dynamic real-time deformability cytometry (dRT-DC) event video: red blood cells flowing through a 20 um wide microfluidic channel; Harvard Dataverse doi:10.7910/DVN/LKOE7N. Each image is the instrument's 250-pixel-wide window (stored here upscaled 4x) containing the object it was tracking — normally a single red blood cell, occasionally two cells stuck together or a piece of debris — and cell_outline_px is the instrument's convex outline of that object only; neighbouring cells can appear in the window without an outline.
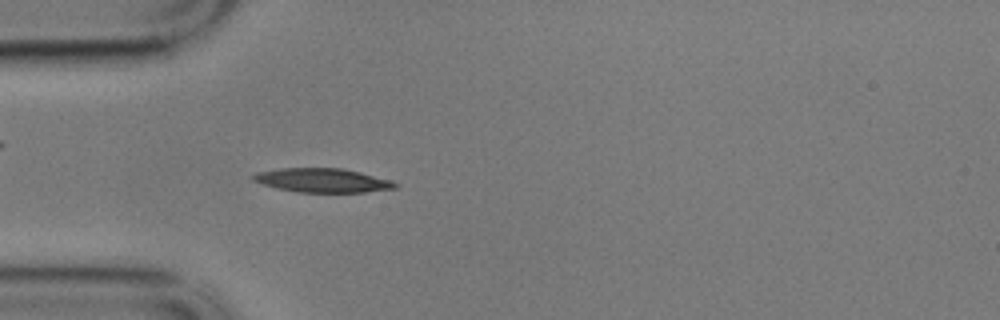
{"species": "common noctule bat (a hibernating species)", "species_latin": "Nyctalus noctula", "temperature_condition": "cold", "stored_images_in_passage": 57, "camera_frame_rate_fps": 3000, "um_per_image_px": 0.085, "animal": {"sex": "male", "body_mass_g": 17.9}, "frame": {"image": 1, "passage_image": 16, "time_ms": 5.0, "image_size_px": [1000, 320], "cell_outline_px": [[400, 184], [396, 188], [364, 192], [296, 192], [276, 188], [252, 180], [252, 176], [256, 172], [280, 168], [340, 168], [360, 172], [388, 180]], "centroid_in_image_um": [27.38, 15.33], "position_along_channel_um": 57.6, "area_um2": 19.71}}
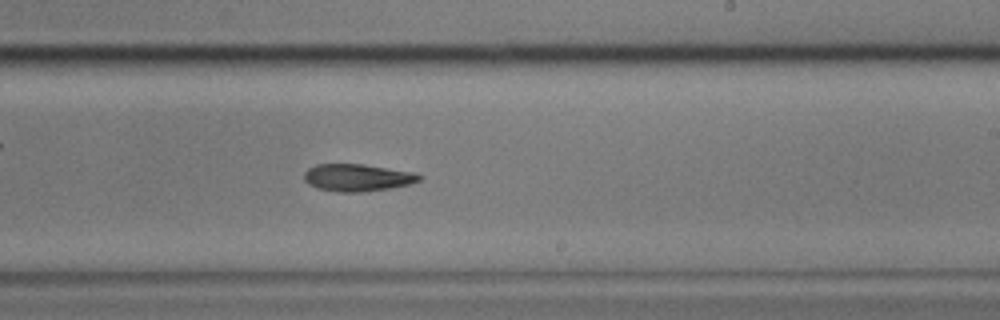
{"frame": {"image": 2, "passage_image": 34, "time_ms": 11.0, "image_size_px": [1000, 320], "cell_outline_px": [[424, 176], [420, 180], [408, 184], [392, 188], [360, 192], [336, 192], [316, 188], [308, 184], [304, 180], [304, 172], [308, 168], [316, 164], [364, 164], [412, 172]], "centroid_in_image_um": [30.34, 15.1], "position_along_channel_um": 258.7, "area_um2": 18.38}}
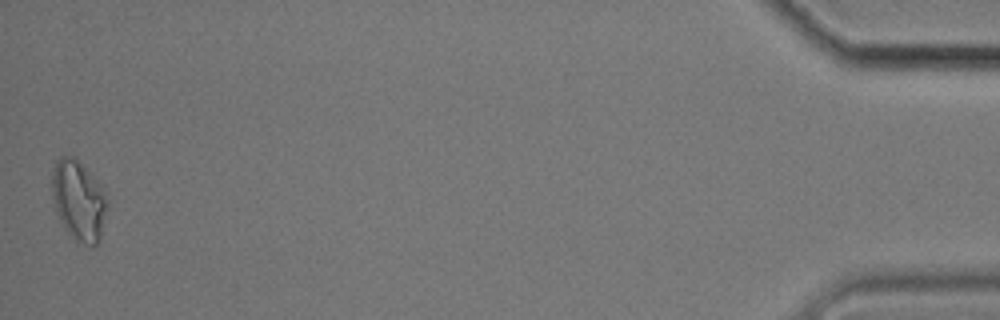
{"frame": {"image": 3, "passage_image": 57, "time_ms": 18.667, "image_size_px": [1000, 320], "cell_outline_px": [[108, 204], [100, 240], [92, 248], [76, 244], [64, 228], [56, 212], [52, 196], [52, 172], [56, 160], [60, 156], [72, 156], [100, 184], [108, 200]], "centroid_in_image_um": [6.68, 17.13], "position_along_channel_um": 428.5, "area_um2": 26.07}, "authors_computed_cell_mechanics": {"area_um2": 19.074, "velocity_mm_per_s": 3.4112, "shape_relaxation_time_tau1_ms": 7.6495, "shape_relaxation_time_tau2_ms": null, "deformation_change_tau1": 0.1715, "deformation_change_tau2": null}}